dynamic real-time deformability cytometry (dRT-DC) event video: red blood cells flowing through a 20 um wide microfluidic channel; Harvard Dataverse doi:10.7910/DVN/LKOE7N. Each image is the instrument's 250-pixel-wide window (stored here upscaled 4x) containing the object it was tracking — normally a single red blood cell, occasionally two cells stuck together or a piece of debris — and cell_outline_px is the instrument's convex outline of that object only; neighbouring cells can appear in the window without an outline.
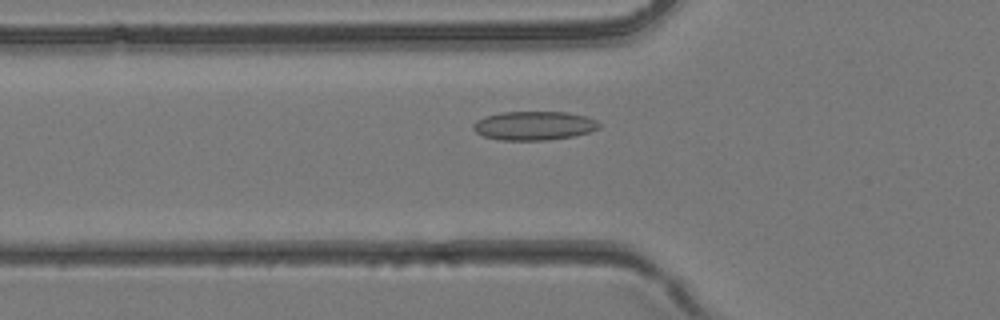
{"species": "common noctule bat (a hibernating species)", "species_latin": "Nyctalus noctula", "temperature_condition": "room temperature", "stored_images_in_passage": 6, "camera_frame_rate_fps": 3000, "um_per_image_px": 0.085, "animal": {"sex": "female", "body_mass_g": 24.6, "forearm_length_mm": 56.2}, "frame": {"image": 1, "passage_image": 6, "time_ms": 1.667, "image_size_px": [1000, 320], "cell_outline_px": [[600, 128], [588, 132], [572, 136], [548, 140], [500, 140], [484, 136], [476, 132], [472, 128], [472, 124], [476, 120], [484, 116], [500, 112], [568, 112], [584, 116], [596, 120], [600, 124]], "centroid_in_image_um": [45.36, 10.68], "position_along_channel_um": 80.4, "area_um2": 21.21}}